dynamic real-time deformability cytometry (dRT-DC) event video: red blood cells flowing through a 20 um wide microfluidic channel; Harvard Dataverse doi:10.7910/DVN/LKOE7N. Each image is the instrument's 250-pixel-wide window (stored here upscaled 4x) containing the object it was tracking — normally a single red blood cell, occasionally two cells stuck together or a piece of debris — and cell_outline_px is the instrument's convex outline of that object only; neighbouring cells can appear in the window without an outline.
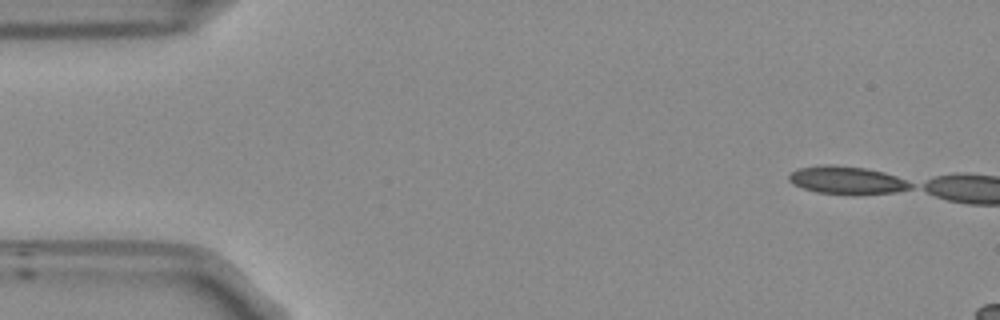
{"species": "Egyptian fruit bat (a non-hibernating species)", "species_latin": "Rousettus aegyptiacus", "temperature_condition": "room temperature", "stored_images_in_passage": 1, "camera_frame_rate_fps": 3000, "um_per_image_px": 0.085, "frame": {"image": 1, "passage_image": 1, "time_ms": 0.0, "image_size_px": [1000, 320], "cell_outline_px": [[912, 188], [896, 192], [852, 196], [816, 192], [792, 184], [788, 180], [788, 176], [796, 168], [824, 164], [828, 164], [864, 168], [884, 172], [896, 176], [912, 184]], "centroid_in_image_um": [71.96, 15.34], "position_along_channel_um": 13.0, "area_um2": 20.06}}